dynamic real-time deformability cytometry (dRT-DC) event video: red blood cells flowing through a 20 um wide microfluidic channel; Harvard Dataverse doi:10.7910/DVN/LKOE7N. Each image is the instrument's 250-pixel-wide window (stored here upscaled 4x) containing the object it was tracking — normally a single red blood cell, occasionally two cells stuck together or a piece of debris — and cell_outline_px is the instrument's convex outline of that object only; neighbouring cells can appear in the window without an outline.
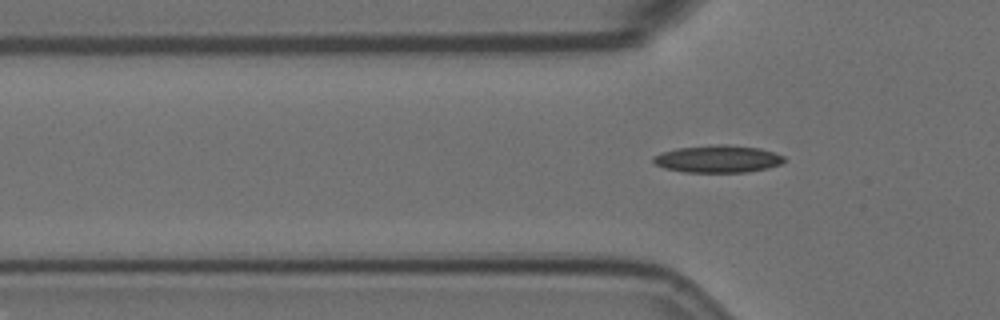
{"species": "Egyptian fruit bat (a non-hibernating species)", "species_latin": "Rousettus aegyptiacus", "temperature_condition": "room temperature", "stored_images_in_passage": 3, "camera_frame_rate_fps": 3000, "um_per_image_px": 0.085, "animal": {"sex": "female"}, "frame": {"image": 1, "passage_image": 3, "time_ms": 2.333, "image_size_px": [1000, 320], "cell_outline_px": [[784, 160], [780, 164], [768, 168], [748, 172], [684, 172], [664, 168], [656, 164], [652, 160], [652, 156], [660, 152], [676, 148], [716, 144], [728, 144], [760, 148], [776, 152], [784, 156]], "centroid_in_image_um": [61.01, 13.5], "position_along_channel_um": 64.8, "area_um2": 21.1}}